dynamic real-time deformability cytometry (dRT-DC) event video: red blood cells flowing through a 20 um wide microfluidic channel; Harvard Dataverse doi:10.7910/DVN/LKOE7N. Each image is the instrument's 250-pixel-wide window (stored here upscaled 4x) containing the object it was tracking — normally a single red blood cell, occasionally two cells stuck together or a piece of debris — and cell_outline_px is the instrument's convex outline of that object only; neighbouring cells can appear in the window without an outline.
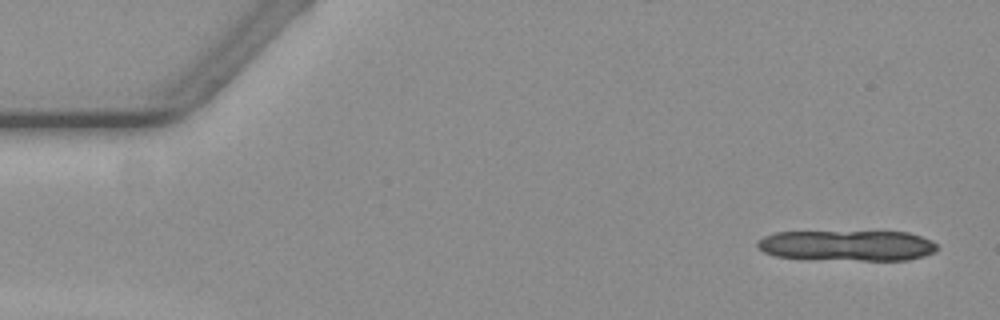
{"species": "common noctule bat (a hibernating species)", "species_latin": "Nyctalus noctula", "temperature_condition": "warm", "stored_images_in_passage": 14, "camera_frame_rate_fps": 3000, "um_per_image_px": 0.085, "animal": {"sex": "female", "body_mass_g": 19.3, "forearm_length_mm": 54.1}, "frame": {"image": 1, "passage_image": 3, "time_ms": 0.667, "image_size_px": [1000, 320], "cell_outline_px": [[936, 248], [932, 252], [924, 256], [908, 260], [860, 260], [776, 256], [764, 252], [756, 244], [764, 236], [776, 232], [908, 232], [920, 236], [936, 244]], "centroid_in_image_um": [72.03, 20.86], "position_along_channel_um": 13.0, "area_um2": 31.39}}